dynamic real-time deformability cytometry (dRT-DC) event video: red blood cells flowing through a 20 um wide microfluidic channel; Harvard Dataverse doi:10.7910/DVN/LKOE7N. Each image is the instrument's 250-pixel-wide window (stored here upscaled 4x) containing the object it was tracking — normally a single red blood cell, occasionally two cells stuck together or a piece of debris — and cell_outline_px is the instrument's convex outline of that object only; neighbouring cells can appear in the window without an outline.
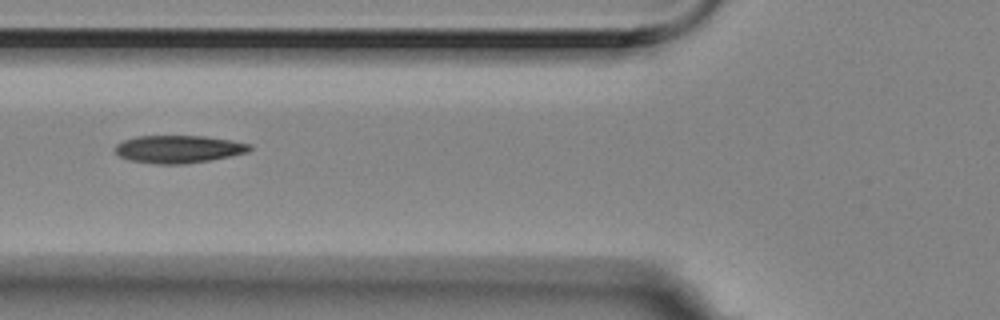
{"species": "Egyptian fruit bat (a non-hibernating species)", "species_latin": "Rousettus aegyptiacus", "temperature_condition": "room temperature", "stored_images_in_passage": 12, "camera_frame_rate_fps": 3000, "um_per_image_px": 0.085, "animal": {"sex": "female"}, "frame": {"image": 1, "passage_image": 3, "time_ms": 0.667, "image_size_px": [1000, 320], "cell_outline_px": [[252, 148], [248, 152], [232, 156], [184, 164], [160, 164], [128, 160], [120, 156], [116, 152], [116, 144], [124, 140], [136, 136], [204, 136], [232, 140], [252, 144]], "centroid_in_image_um": [15.21, 12.67], "position_along_channel_um": 110.6, "area_um2": 21.68}}
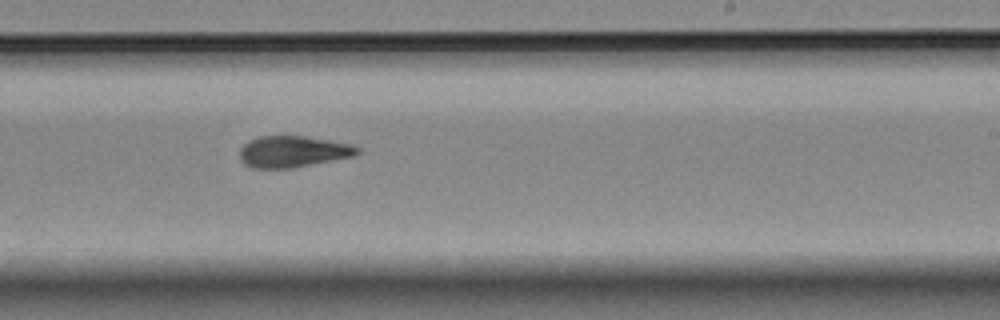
{"frame": {"image": 2, "passage_image": 7, "time_ms": 2.0, "image_size_px": [1000, 320], "cell_outline_px": [[360, 152], [352, 156], [292, 168], [252, 168], [244, 164], [240, 160], [240, 148], [248, 140], [260, 136], [304, 136], [352, 144], [360, 148]], "centroid_in_image_um": [24.86, 12.88], "position_along_channel_um": 264.1, "area_um2": 21.44}}
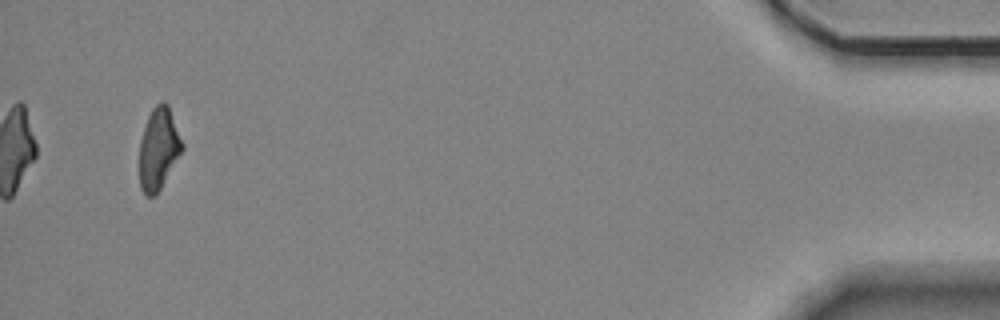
{"frame": {"image": 3, "passage_image": 12, "time_ms": 3.667, "image_size_px": [1000, 320], "cell_outline_px": [[184, 148], [156, 196], [148, 196], [140, 188], [140, 140], [148, 116], [152, 108], [160, 100], [164, 100], [168, 104], [184, 144]], "centroid_in_image_um": [13.49, 12.61], "position_along_channel_um": 421.7, "area_um2": 20.4}}